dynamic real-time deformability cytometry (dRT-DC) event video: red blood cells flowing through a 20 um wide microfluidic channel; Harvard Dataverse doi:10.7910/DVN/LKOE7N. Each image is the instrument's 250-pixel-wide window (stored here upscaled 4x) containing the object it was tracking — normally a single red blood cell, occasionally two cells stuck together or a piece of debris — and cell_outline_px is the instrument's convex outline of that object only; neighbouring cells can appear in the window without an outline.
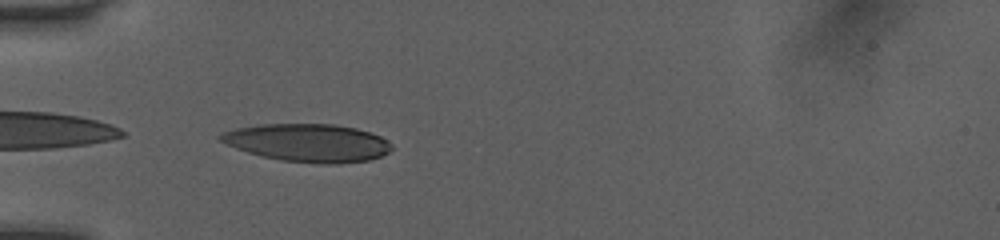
{"species": "human", "species_latin": "Homo sapiens", "temperature_condition": "room temperature", "stored_images_in_passage": 35, "camera_frame_rate_fps": 3000, "um_per_image_px": 0.085, "donor": {"sex": "female"}, "frame": {"image": 1, "passage_image": 1, "time_ms": 0.0, "image_size_px": [1000, 240], "cell_outline_px": [[392, 148], [388, 152], [380, 156], [368, 160], [336, 164], [328, 164], [280, 160], [248, 152], [236, 148], [220, 140], [216, 136], [224, 132], [236, 128], [260, 124], [336, 124], [356, 128], [380, 136], [388, 140], [392, 144]], "centroid_in_image_um": [26.19, 12.13], "position_along_channel_um": 58.8, "area_um2": 37.63}}
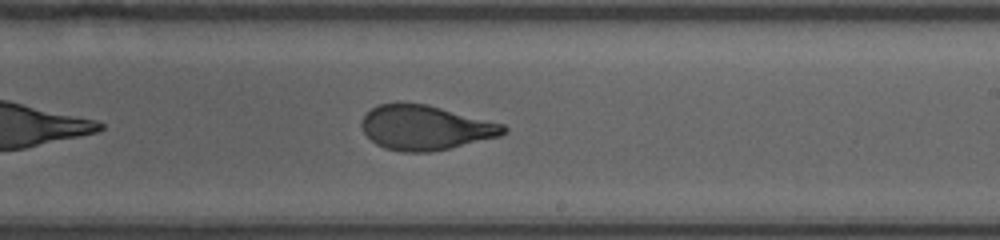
{"frame": {"image": 2, "passage_image": 16, "time_ms": 5.0, "image_size_px": [1000, 240], "cell_outline_px": [[508, 132], [500, 136], [448, 148], [428, 152], [404, 152], [384, 148], [376, 144], [364, 132], [360, 124], [364, 116], [372, 108], [380, 104], [428, 104], [504, 124], [508, 128]], "centroid_in_image_um": [36.18, 10.85], "position_along_channel_um": 252.8, "area_um2": 36.53}}
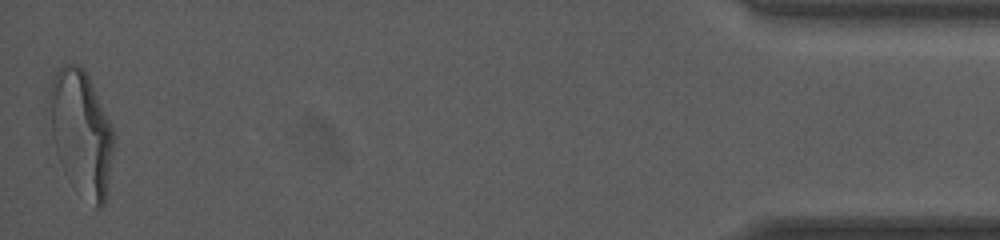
{"frame": {"image": 3, "passage_image": 35, "time_ms": 11.333, "image_size_px": [1000, 240], "cell_outline_px": [[112, 152], [104, 204], [100, 208], [96, 208], [60, 160], [56, 152], [52, 136], [48, 96], [48, 92], [52, 76], [64, 64], [80, 64], [88, 76], [112, 124]], "centroid_in_image_um": [6.89, 11.1], "position_along_channel_um": 428.3, "area_um2": 44.85}, "authors_computed_cell_mechanics": {"area_um2": 37.9168, "velocity_mm_per_s": 4.0657, "shape_relaxation_time_tau1_ms": 4.3607, "shape_relaxation_time_tau2_ms": 0.9211, "deformation_change_tau1": 0.2054, "deformation_change_tau2": 0.0702}}